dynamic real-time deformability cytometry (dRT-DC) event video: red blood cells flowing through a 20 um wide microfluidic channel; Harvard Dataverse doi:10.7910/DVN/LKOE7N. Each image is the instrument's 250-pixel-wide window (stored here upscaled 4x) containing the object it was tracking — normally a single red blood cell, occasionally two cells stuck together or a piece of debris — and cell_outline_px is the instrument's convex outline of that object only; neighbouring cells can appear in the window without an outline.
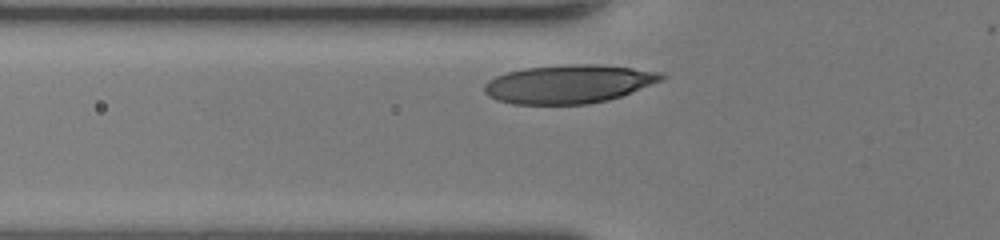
{"species": "human", "species_latin": "Homo sapiens", "temperature_condition": "room temperature", "stored_images_in_passage": 25, "camera_frame_rate_fps": 3000, "um_per_image_px": 0.085, "donor": {"sex": "female"}, "frame": {"image": 1, "passage_image": 3, "time_ms": 0.667, "image_size_px": [1000, 240], "cell_outline_px": [[668, 76], [660, 80], [620, 96], [608, 100], [588, 104], [512, 104], [496, 100], [488, 96], [484, 92], [484, 84], [488, 80], [496, 76], [508, 72], [524, 68], [568, 64], [592, 64], [632, 68], [660, 72]], "centroid_in_image_um": [48.28, 7.14], "position_along_channel_um": 77.5, "area_um2": 39.48}}
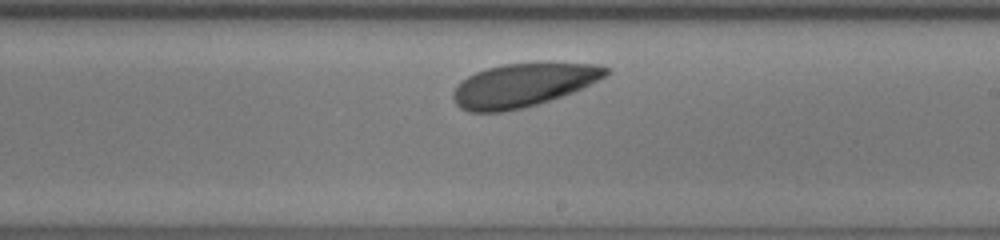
{"frame": {"image": 2, "passage_image": 15, "time_ms": 4.667, "image_size_px": [1000, 240], "cell_outline_px": [[612, 72], [584, 88], [524, 108], [504, 112], [468, 112], [460, 108], [456, 104], [452, 96], [452, 92], [456, 84], [468, 76], [476, 72], [488, 68], [504, 64], [540, 60], [548, 60], [600, 64], [612, 68]], "centroid_in_image_um": [44.53, 7.18], "position_along_channel_um": 244.5, "area_um2": 39.94}}
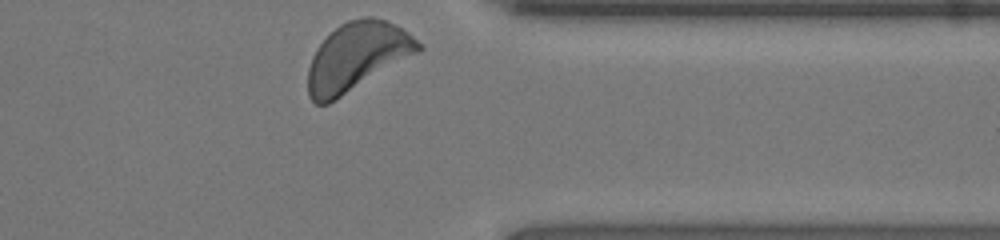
{"frame": {"image": 3, "passage_image": 25, "time_ms": 8.0, "image_size_px": [1000, 240], "cell_outline_px": [[424, 48], [420, 52], [328, 104], [316, 104], [308, 96], [308, 68], [312, 56], [316, 48], [340, 24], [348, 20], [364, 16], [372, 16], [396, 24], [408, 32], [424, 44]], "centroid_in_image_um": [30.37, 4.8], "position_along_channel_um": 381.0, "area_um2": 43.99}, "authors_computed_cell_mechanics": {"area_um2": 39.2462, "velocity_mm_per_s": 4.1936, "shape_relaxation_time_tau1_ms": 1.2838, "shape_relaxation_time_tau2_ms": null, "deformation_change_tau1": 0.0941, "deformation_change_tau2": null}}